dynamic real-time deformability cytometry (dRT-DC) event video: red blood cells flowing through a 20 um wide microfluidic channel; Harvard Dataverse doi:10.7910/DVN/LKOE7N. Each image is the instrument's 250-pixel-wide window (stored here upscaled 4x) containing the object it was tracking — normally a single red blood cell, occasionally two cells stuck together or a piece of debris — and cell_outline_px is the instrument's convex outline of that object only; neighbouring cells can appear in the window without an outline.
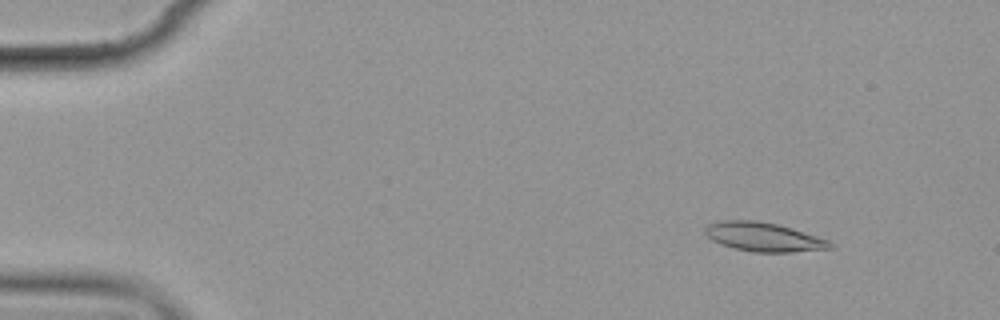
{"species": "common noctule bat (a hibernating species)", "species_latin": "Nyctalus noctula", "temperature_condition": "cold", "stored_images_in_passage": 5, "camera_frame_rate_fps": 3000, "um_per_image_px": 0.085, "animal": {"sex": "female", "body_mass_g": 19.9}, "frame": {"image": 1, "passage_image": 2, "time_ms": 1.333, "image_size_px": [1000, 320], "cell_outline_px": [[832, 248], [792, 252], [752, 252], [720, 244], [712, 240], [704, 232], [704, 228], [708, 224], [724, 220], [756, 220], [776, 224], [792, 228], [828, 240], [832, 244]], "centroid_in_image_um": [64.88, 20.14], "position_along_channel_um": 20.1, "area_um2": 20.92}}
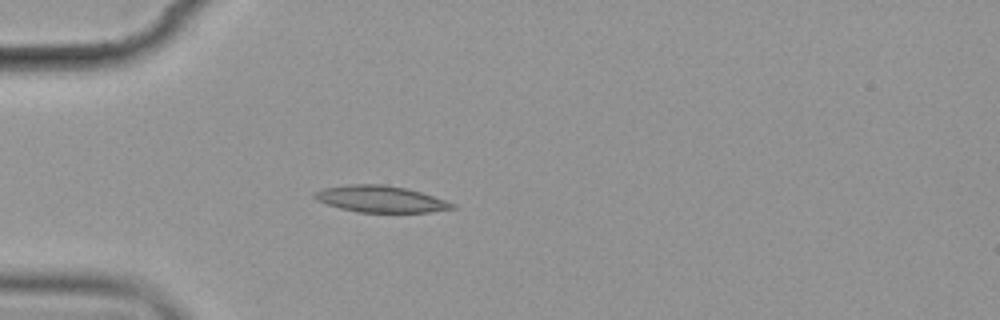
{"frame": {"image": 2, "passage_image": 5, "time_ms": 4.667, "image_size_px": [1000, 320], "cell_outline_px": [[456, 208], [428, 212], [356, 212], [340, 208], [316, 200], [312, 196], [316, 192], [324, 188], [348, 184], [380, 184], [404, 188], [420, 192], [456, 204]], "centroid_in_image_um": [32.33, 16.92], "position_along_channel_um": 52.7, "area_um2": 21.04}}